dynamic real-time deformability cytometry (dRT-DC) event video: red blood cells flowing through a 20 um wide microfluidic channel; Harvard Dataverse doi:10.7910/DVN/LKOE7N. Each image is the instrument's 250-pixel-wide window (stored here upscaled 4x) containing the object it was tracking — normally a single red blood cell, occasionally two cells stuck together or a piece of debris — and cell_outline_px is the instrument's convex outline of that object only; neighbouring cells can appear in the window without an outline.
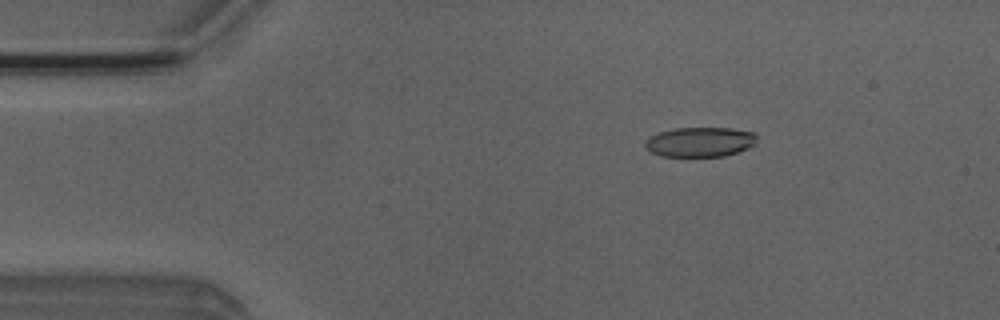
{"species": "Egyptian fruit bat (a non-hibernating species)", "species_latin": "Rousettus aegyptiacus", "temperature_condition": "room temperature", "stored_images_in_passage": 5, "camera_frame_rate_fps": 3000, "um_per_image_px": 0.085, "animal": {"sex": "male"}, "frame": {"image": 1, "passage_image": 3, "time_ms": 2.333, "image_size_px": [1000, 320], "cell_outline_px": [[756, 144], [748, 148], [724, 156], [660, 156], [644, 148], [644, 144], [648, 136], [660, 132], [676, 128], [732, 128], [756, 132]], "centroid_in_image_um": [59.5, 12.06], "position_along_channel_um": 25.5, "area_um2": 19.48}}